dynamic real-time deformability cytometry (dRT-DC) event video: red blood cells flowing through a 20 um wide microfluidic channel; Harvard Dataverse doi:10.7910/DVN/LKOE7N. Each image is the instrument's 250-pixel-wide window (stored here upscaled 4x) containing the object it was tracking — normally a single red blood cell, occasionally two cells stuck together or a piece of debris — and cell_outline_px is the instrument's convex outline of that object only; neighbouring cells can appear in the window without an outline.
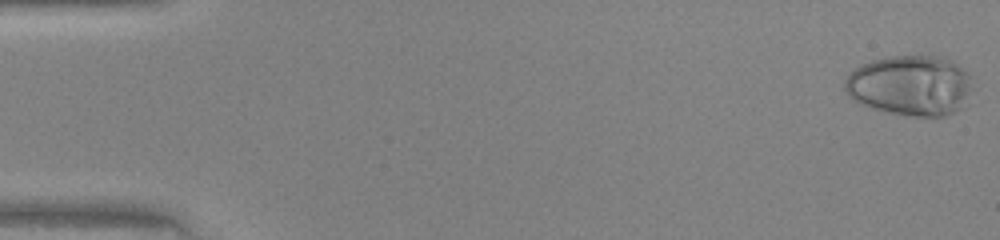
{"species": "human", "species_latin": "Homo sapiens", "temperature_condition": "warm", "stored_images_in_passage": 47, "camera_frame_rate_fps": 3000, "um_per_image_px": 0.085, "donor": {"sex": "female"}, "frame": {"image": 1, "passage_image": 1, "time_ms": 0.0, "image_size_px": [1000, 240], "cell_outline_px": [[972, 76], [968, 88], [960, 108], [944, 116], [908, 116], [884, 112], [860, 104], [852, 100], [848, 96], [844, 88], [844, 80], [856, 68], [872, 60], [884, 56], [932, 56], [952, 60], [968, 72]], "centroid_in_image_um": [77.31, 7.26], "position_along_channel_um": 7.7, "area_um2": 44.62}}
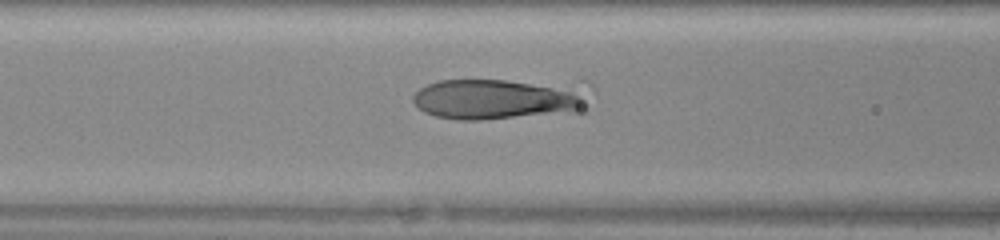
{"frame": {"image": 2, "passage_image": 20, "time_ms": 6.333, "image_size_px": [1000, 240], "cell_outline_px": [[592, 88], [588, 112], [480, 120], [456, 120], [436, 116], [424, 112], [412, 100], [412, 96], [420, 88], [428, 84], [440, 80], [588, 80], [592, 84]], "centroid_in_image_um": [42.75, 8.37], "position_along_channel_um": 123.8, "area_um2": 45.03}}
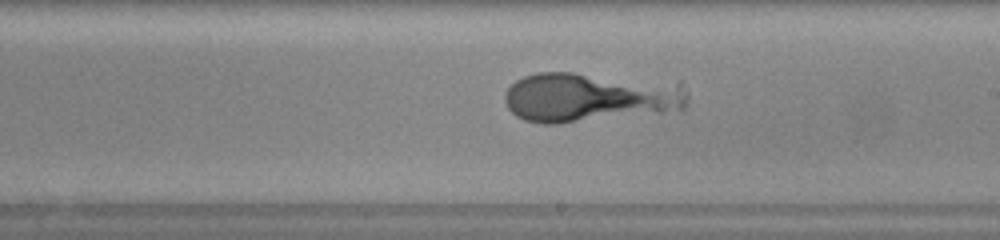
{"frame": {"image": 3, "passage_image": 28, "time_ms": 9.0, "image_size_px": [1000, 240], "cell_outline_px": [[688, 104], [684, 108], [664, 112], [556, 124], [544, 124], [524, 120], [516, 116], [508, 108], [504, 100], [504, 92], [516, 80], [524, 76], [536, 72], [572, 72], [680, 80], [688, 92]], "centroid_in_image_um": [50.23, 8.23], "position_along_channel_um": 238.8, "area_um2": 54.33}}